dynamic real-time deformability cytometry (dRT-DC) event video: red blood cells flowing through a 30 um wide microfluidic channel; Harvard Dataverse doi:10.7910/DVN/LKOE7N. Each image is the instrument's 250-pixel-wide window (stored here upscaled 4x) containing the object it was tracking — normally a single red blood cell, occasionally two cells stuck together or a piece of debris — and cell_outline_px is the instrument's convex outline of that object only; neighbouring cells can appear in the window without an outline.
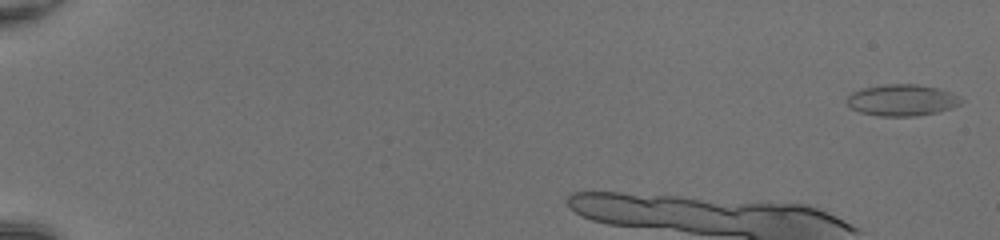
{"species": "common noctule bat (a hibernating species)", "species_latin": "Nyctalus noctula", "temperature_condition": "room temperature", "stored_images_in_passage": 10, "camera_frame_rate_fps": 3000, "um_per_image_px": 0.085, "animal": {"sex": "female", "body_mass_g": 20.0, "forearm_length_mm": 54.0}, "frame": {"image": 1, "passage_image": 1, "time_ms": 0.0, "image_size_px": [1000, 240], "cell_outline_px": [[964, 100], [960, 104], [952, 108], [936, 112], [916, 116], [880, 116], [860, 112], [852, 108], [844, 100], [852, 92], [860, 88], [884, 84], [916, 84], [936, 88], [948, 92]], "centroid_in_image_um": [76.62, 8.51], "position_along_channel_um": 8.4, "area_um2": 20.87}}